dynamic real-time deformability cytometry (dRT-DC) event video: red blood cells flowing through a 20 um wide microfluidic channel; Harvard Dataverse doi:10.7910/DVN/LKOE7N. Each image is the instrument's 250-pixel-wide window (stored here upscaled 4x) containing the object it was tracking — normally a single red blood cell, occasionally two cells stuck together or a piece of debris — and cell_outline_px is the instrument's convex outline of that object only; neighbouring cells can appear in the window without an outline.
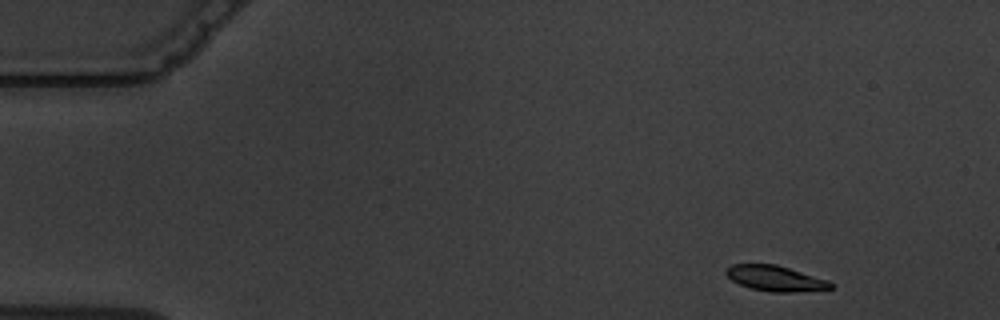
{"species": "common noctule bat (a hibernating species)", "species_latin": "Nyctalus noctula", "temperature_condition": "warm", "stored_images_in_passage": 4, "camera_frame_rate_fps": 3000, "um_per_image_px": 0.085, "animal": {"sex": "male", "body_mass_g": 19.5, "forearm_length_mm": 54.6}, "frame": {"image": 1, "passage_image": 1, "time_ms": 0.0, "image_size_px": [1000, 320], "cell_outline_px": [[832, 288], [792, 292], [768, 292], [752, 288], [740, 284], [732, 280], [724, 272], [732, 264], [776, 264], [828, 280], [832, 284]], "centroid_in_image_um": [65.88, 23.66], "position_along_channel_um": 19.1, "area_um2": 15.26}}
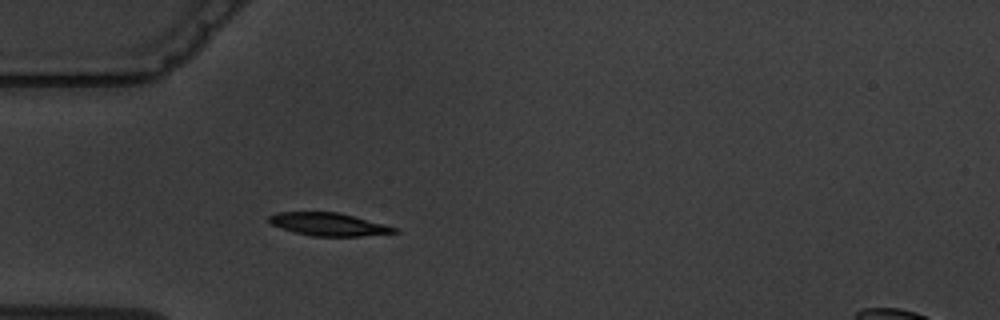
{"frame": {"image": 2, "passage_image": 4, "time_ms": 3.667, "image_size_px": [1000, 320], "cell_outline_px": [[400, 232], [360, 236], [312, 236], [280, 228], [272, 224], [268, 220], [268, 216], [276, 212], [336, 212], [384, 224], [396, 228]], "centroid_in_image_um": [27.9, 19.06], "position_along_channel_um": 57.1, "area_um2": 16.47}}